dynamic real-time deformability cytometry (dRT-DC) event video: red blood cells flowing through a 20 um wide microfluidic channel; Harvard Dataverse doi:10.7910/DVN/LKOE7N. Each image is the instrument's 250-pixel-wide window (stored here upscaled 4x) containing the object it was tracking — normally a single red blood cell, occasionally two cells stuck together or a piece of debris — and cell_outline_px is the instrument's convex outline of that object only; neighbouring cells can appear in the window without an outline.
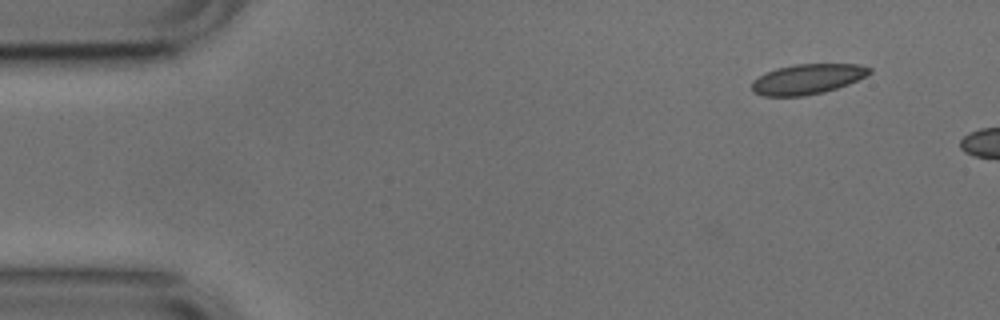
{"species": "common noctule bat (a hibernating species)", "species_latin": "Nyctalus noctula", "temperature_condition": "cold", "stored_images_in_passage": 12, "camera_frame_rate_fps": 3000, "um_per_image_px": 0.085, "animal": {"sex": "male", "body_mass_g": 17.9, "forearm_length_mm": 54.2}, "frame": {"image": 1, "passage_image": 1, "time_ms": 0.0, "image_size_px": [1000, 320], "cell_outline_px": [[872, 72], [848, 84], [824, 92], [804, 96], [764, 96], [752, 92], [752, 80], [776, 68], [796, 64], [856, 64], [872, 68]], "centroid_in_image_um": [68.61, 6.72], "position_along_channel_um": 16.4, "area_um2": 20.52}}
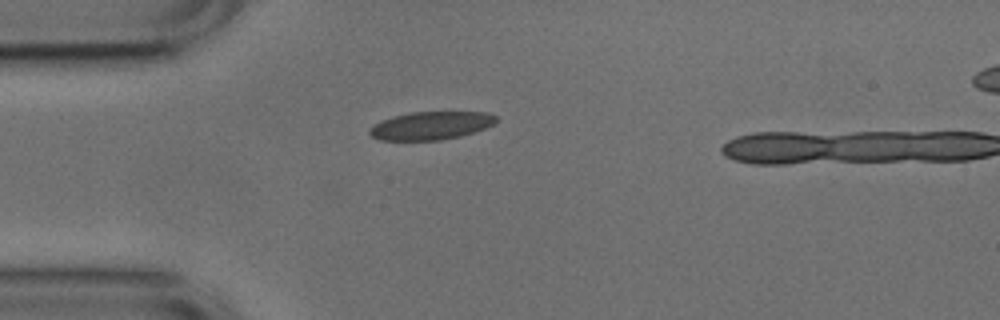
{"frame": {"image": 2, "passage_image": 10, "time_ms": 3.0, "image_size_px": [1000, 320], "cell_outline_px": [[496, 120], [492, 124], [484, 128], [460, 136], [440, 140], [380, 140], [372, 136], [368, 132], [376, 124], [392, 116], [408, 112], [488, 112], [496, 116]], "centroid_in_image_um": [36.63, 10.67], "position_along_channel_um": 48.4, "area_um2": 20.4}}